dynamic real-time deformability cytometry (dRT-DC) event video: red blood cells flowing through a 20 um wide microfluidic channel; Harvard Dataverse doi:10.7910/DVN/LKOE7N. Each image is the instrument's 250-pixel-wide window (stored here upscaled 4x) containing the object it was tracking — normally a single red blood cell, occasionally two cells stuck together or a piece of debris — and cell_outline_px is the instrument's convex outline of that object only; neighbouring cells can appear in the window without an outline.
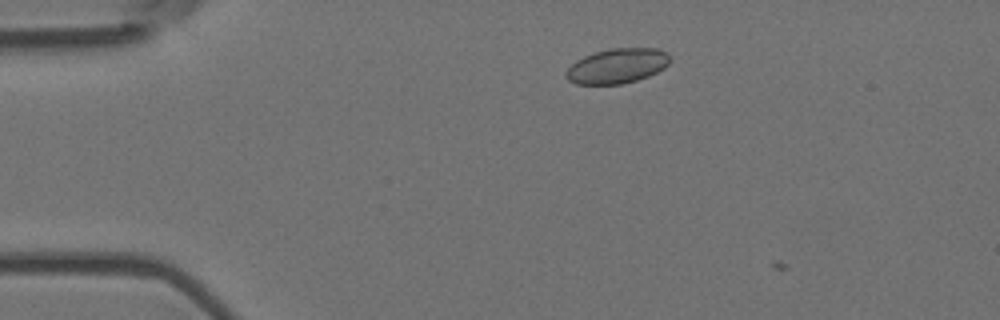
{"species": "Egyptian fruit bat (a non-hibernating species)", "species_latin": "Rousettus aegyptiacus", "temperature_condition": "room temperature", "stored_images_in_passage": 3, "camera_frame_rate_fps": 3000, "um_per_image_px": 0.085, "animal": {"sex": "female"}, "frame": {"image": 1, "passage_image": 2, "time_ms": 0.333, "image_size_px": [1000, 320], "cell_outline_px": [[672, 60], [664, 68], [648, 76], [636, 80], [620, 84], [576, 84], [568, 80], [564, 76], [564, 72], [576, 60], [584, 56], [596, 52], [612, 48], [656, 48], [664, 52]], "centroid_in_image_um": [52.43, 5.61], "position_along_channel_um": 32.6, "area_um2": 21.04}}